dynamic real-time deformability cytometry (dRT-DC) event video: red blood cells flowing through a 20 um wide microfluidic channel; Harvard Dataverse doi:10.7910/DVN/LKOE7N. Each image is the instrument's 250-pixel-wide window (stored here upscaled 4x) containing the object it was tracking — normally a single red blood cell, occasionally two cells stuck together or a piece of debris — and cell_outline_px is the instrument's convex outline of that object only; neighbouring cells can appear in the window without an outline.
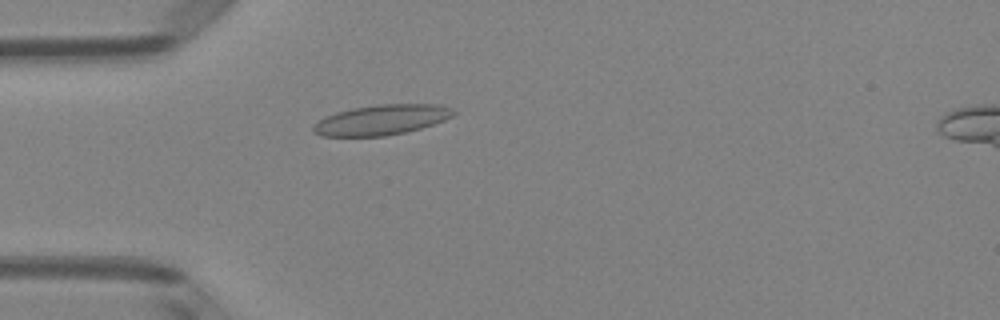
{"species": "Egyptian fruit bat (a non-hibernating species)", "species_latin": "Rousettus aegyptiacus", "temperature_condition": "room temperature", "stored_images_in_passage": 51, "camera_frame_rate_fps": 3000, "um_per_image_px": 0.085, "animal": {"sex": "female"}, "frame": {"image": 1, "passage_image": 15, "time_ms": 4.667, "image_size_px": [1000, 320], "cell_outline_px": [[456, 112], [452, 116], [444, 120], [420, 128], [404, 132], [384, 136], [320, 136], [312, 132], [312, 124], [324, 116], [336, 112], [352, 108], [376, 104], [436, 104], [448, 108]], "centroid_in_image_um": [32.34, 10.19], "position_along_channel_um": 52.7, "area_um2": 24.62}}
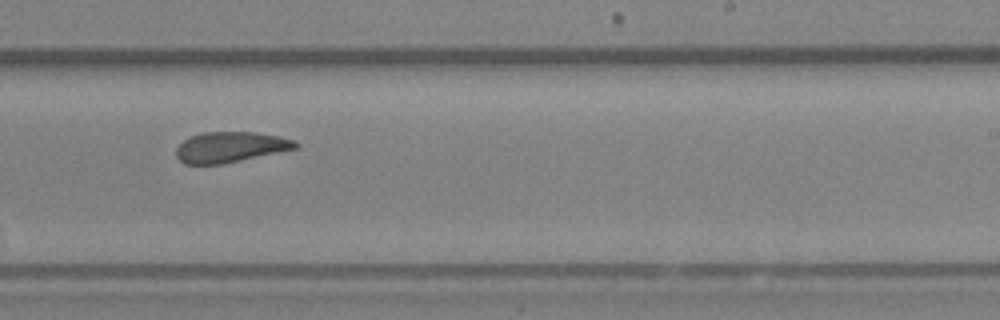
{"frame": {"image": 2, "passage_image": 32, "time_ms": 10.333, "image_size_px": [1000, 320], "cell_outline_px": [[300, 144], [296, 148], [240, 160], [220, 164], [184, 164], [176, 156], [176, 148], [184, 140], [192, 136], [204, 132], [256, 132], [296, 140]], "centroid_in_image_um": [19.56, 12.5], "position_along_channel_um": 269.4, "area_um2": 20.92}}
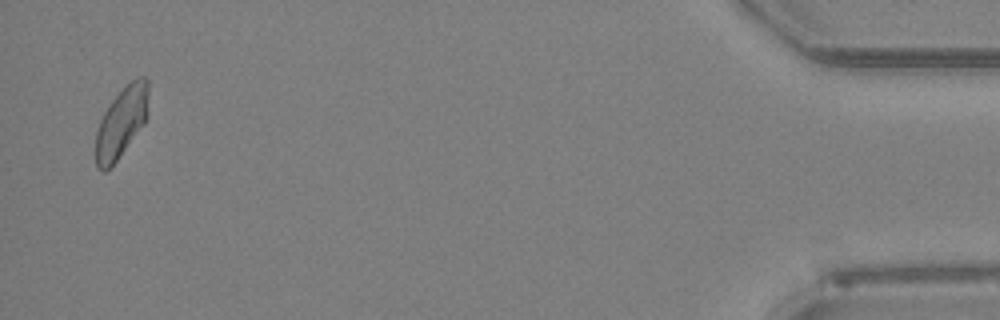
{"frame": {"image": 3, "passage_image": 50, "time_ms": 16.333, "image_size_px": [1000, 320], "cell_outline_px": [[148, 116], [144, 124], [116, 160], [104, 172], [96, 168], [96, 132], [100, 120], [104, 112], [112, 100], [136, 76], [144, 76], [148, 80]], "centroid_in_image_um": [10.34, 10.37], "position_along_channel_um": 424.9, "area_um2": 21.39}, "authors_computed_cell_mechanics": {"area_um2": 22.3686, "velocity_mm_per_s": 3.9944, "shape_relaxation_time_tau1_ms": null, "shape_relaxation_time_tau2_ms": 1.319, "deformation_change_tau1": null, "deformation_change_tau2": 0.0589}}